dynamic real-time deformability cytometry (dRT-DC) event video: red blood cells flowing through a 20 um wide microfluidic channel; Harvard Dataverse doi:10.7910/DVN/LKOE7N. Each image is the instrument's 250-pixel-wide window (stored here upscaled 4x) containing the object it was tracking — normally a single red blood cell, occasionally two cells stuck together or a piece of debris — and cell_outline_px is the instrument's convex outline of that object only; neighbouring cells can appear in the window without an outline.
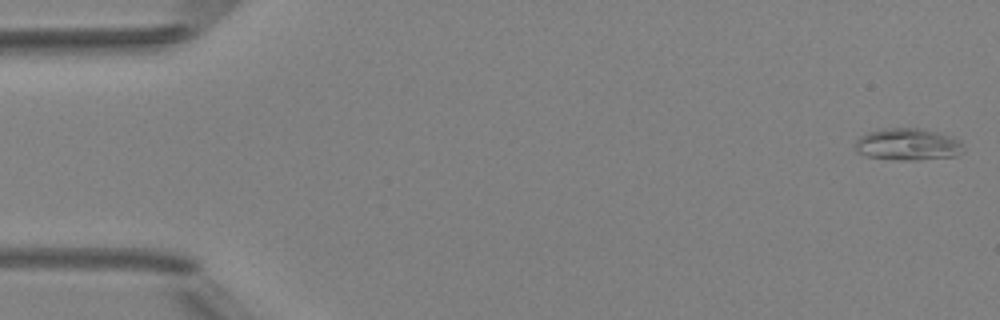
{"species": "Egyptian fruit bat (a non-hibernating species)", "species_latin": "Rousettus aegyptiacus", "temperature_condition": "room temperature", "stored_images_in_passage": 5, "camera_frame_rate_fps": 3000, "um_per_image_px": 0.085, "animal": {"sex": "female"}, "frame": {"image": 1, "passage_image": 1, "time_ms": 0.0, "image_size_px": [1000, 320], "cell_outline_px": [[964, 152], [956, 156], [916, 160], [896, 160], [864, 156], [856, 152], [856, 140], [860, 136], [868, 132], [884, 128], [920, 128], [940, 132], [952, 136], [960, 140]], "centroid_in_image_um": [77.17, 12.27], "position_along_channel_um": 7.8, "area_um2": 20.46}}
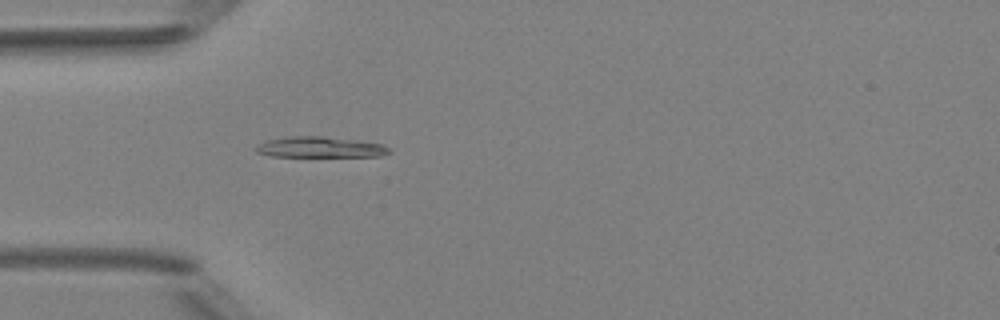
{"frame": {"image": 2, "passage_image": 5, "time_ms": 4.667, "image_size_px": [1000, 320], "cell_outline_px": [[392, 152], [384, 156], [272, 156], [256, 152], [256, 148], [260, 144], [268, 140], [288, 136], [324, 136], [356, 140], [380, 144], [388, 148]], "centroid_in_image_um": [27.23, 12.51], "position_along_channel_um": 57.8, "area_um2": 15.9}}